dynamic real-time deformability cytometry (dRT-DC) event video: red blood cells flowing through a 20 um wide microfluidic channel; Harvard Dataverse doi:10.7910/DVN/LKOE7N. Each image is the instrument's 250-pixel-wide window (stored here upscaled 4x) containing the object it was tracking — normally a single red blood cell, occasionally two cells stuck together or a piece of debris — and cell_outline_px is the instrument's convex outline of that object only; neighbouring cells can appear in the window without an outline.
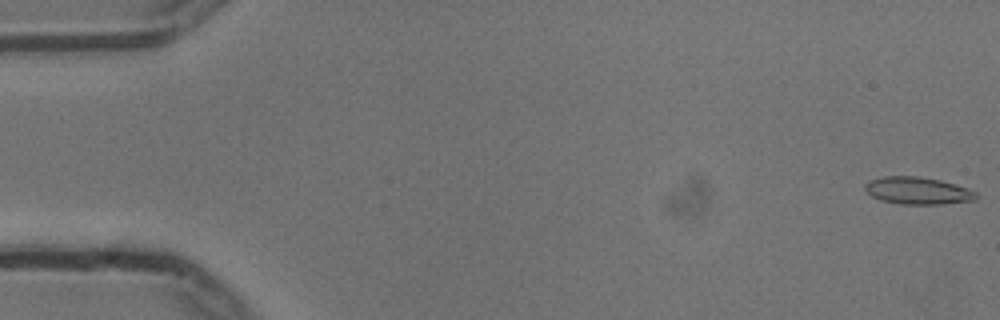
{"species": "common noctule bat (a hibernating species)", "species_latin": "Nyctalus noctula", "temperature_condition": "cold", "stored_images_in_passage": 55, "camera_frame_rate_fps": 3000, "um_per_image_px": 0.085, "animal": {"sex": "male", "body_mass_g": 13.3}, "frame": {"image": 1, "passage_image": 1, "time_ms": 0.0, "image_size_px": [1000, 320], "cell_outline_px": [[980, 196], [976, 200], [940, 204], [900, 204], [880, 200], [872, 196], [864, 188], [864, 184], [868, 180], [884, 176], [916, 176], [940, 180], [968, 188], [976, 192]], "centroid_in_image_um": [78.01, 16.21], "position_along_channel_um": 7.0, "area_um2": 17.74}}
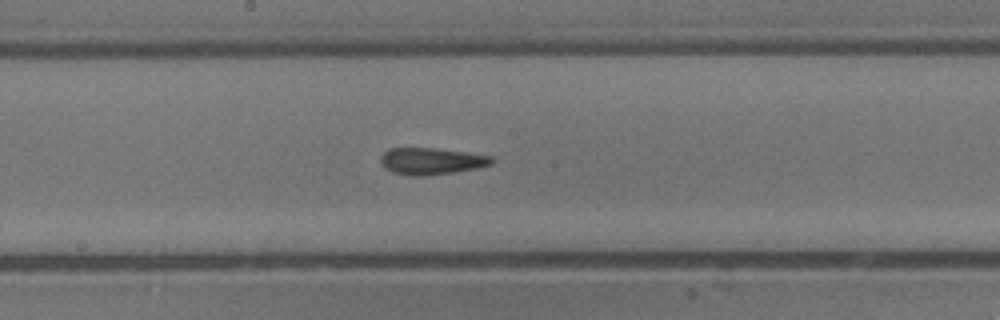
{"frame": {"image": 2, "passage_image": 29, "time_ms": 9.333, "image_size_px": [1000, 320], "cell_outline_px": [[496, 160], [492, 164], [476, 168], [452, 172], [424, 176], [412, 176], [392, 172], [384, 168], [380, 160], [380, 156], [388, 148], [436, 148], [492, 156]], "centroid_in_image_um": [36.65, 13.69], "position_along_channel_um": 211.6, "area_um2": 17.34}}
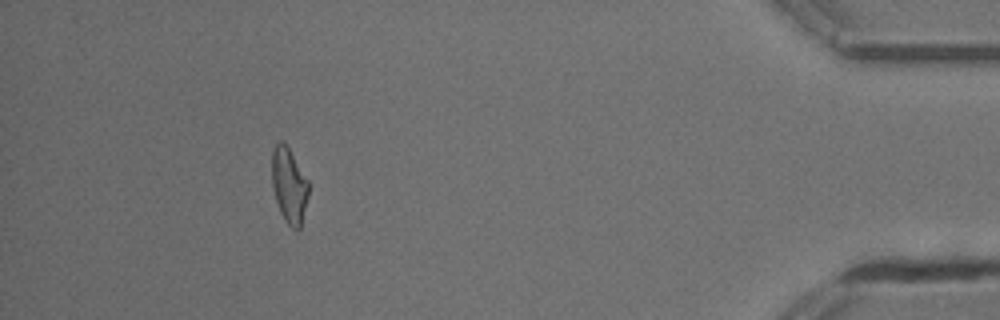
{"frame": {"image": 3, "passage_image": 50, "time_ms": 16.333, "image_size_px": [1000, 320], "cell_outline_px": [[308, 196], [300, 228], [292, 228], [284, 220], [280, 212], [276, 200], [272, 184], [272, 152], [276, 144], [280, 140], [284, 140], [308, 180]], "centroid_in_image_um": [24.56, 15.73], "position_along_channel_um": 410.6, "area_um2": 15.95}, "authors_computed_cell_mechanics": {"area_um2": 17.1088, "velocity_mm_per_s": 3.7435, "shape_relaxation_time_tau1_ms": null, "shape_relaxation_time_tau2_ms": 4.3271, "deformation_change_tau1": null, "deformation_change_tau2": 0.1368}}